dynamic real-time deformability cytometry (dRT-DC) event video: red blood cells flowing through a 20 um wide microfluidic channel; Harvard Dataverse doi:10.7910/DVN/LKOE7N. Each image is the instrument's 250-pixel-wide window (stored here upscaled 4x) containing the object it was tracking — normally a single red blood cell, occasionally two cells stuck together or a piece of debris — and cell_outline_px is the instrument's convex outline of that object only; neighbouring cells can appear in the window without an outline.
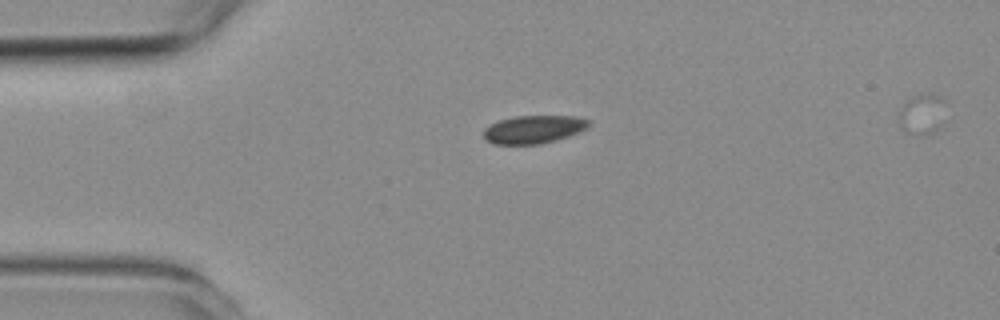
{"species": "common noctule bat (a hibernating species)", "species_latin": "Nyctalus noctula", "temperature_condition": "room temperature", "stored_images_in_passage": 4, "camera_frame_rate_fps": 3000, "um_per_image_px": 0.085, "animal": {"sex": "female", "body_mass_g": 19.3, "forearm_length_mm": 54.1}, "frame": {"image": 1, "passage_image": 1, "time_ms": 0.0, "image_size_px": [1000, 320], "cell_outline_px": [[588, 128], [580, 132], [556, 140], [540, 144], [492, 144], [484, 140], [484, 128], [488, 124], [500, 120], [516, 116], [576, 116], [588, 120]], "centroid_in_image_um": [45.32, 11.0], "position_along_channel_um": 39.7, "area_um2": 17.28}}
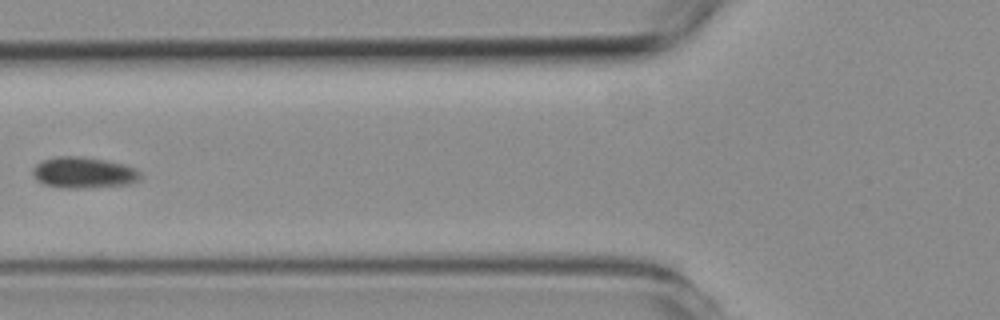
{"frame": {"image": 2, "passage_image": 3, "time_ms": 3.0, "image_size_px": [1000, 320], "cell_outline_px": [[144, 176], [140, 180], [128, 184], [88, 188], [60, 188], [44, 184], [36, 180], [32, 172], [32, 168], [40, 160], [56, 156], [80, 156], [104, 160], [124, 164], [136, 168]], "centroid_in_image_um": [7.1, 14.67], "position_along_channel_um": 118.7, "area_um2": 19.88}}
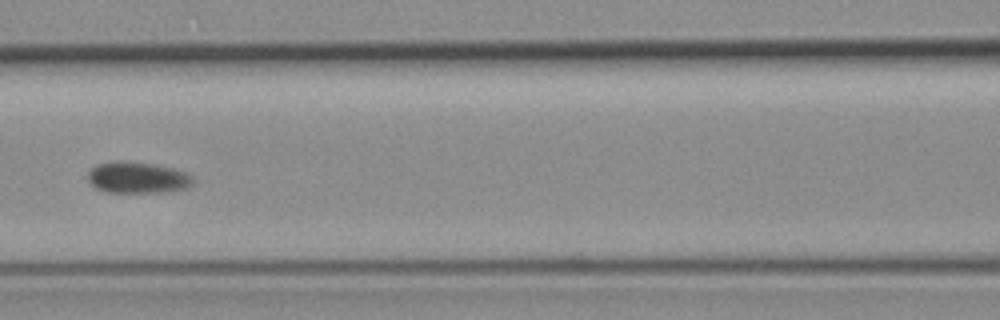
{"frame": {"image": 3, "passage_image": 4, "time_ms": 4.0, "image_size_px": [1000, 320], "cell_outline_px": [[196, 180], [188, 188], [168, 192], [104, 192], [96, 188], [88, 180], [88, 172], [96, 164], [112, 160], [116, 160], [152, 164], [172, 168], [188, 172]], "centroid_in_image_um": [11.71, 15.09], "position_along_channel_um": 154.9, "area_um2": 19.48}}